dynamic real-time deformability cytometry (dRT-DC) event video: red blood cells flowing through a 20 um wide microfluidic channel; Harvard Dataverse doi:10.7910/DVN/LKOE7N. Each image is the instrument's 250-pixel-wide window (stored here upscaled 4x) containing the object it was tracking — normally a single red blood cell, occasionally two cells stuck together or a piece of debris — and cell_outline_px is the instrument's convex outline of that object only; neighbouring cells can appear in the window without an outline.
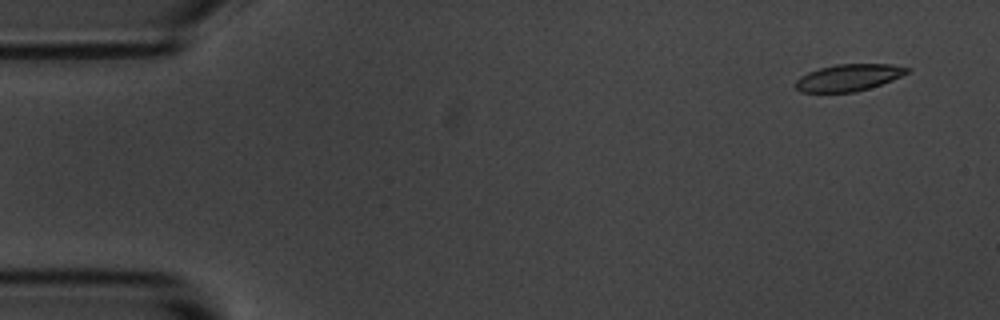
{"species": "common noctule bat (a hibernating species)", "species_latin": "Nyctalus noctula", "temperature_condition": "room temperature", "stored_images_in_passage": 2, "camera_frame_rate_fps": 3000, "um_per_image_px": 0.085, "animal": {"sex": "male", "body_mass_g": 20.1, "forearm_length_mm": 53.5}, "frame": {"image": 1, "passage_image": 2, "time_ms": 2.0, "image_size_px": [1000, 320], "cell_outline_px": [[912, 68], [908, 72], [892, 80], [868, 88], [852, 92], [800, 92], [796, 88], [796, 80], [800, 76], [808, 72], [820, 68], [836, 64], [892, 64]], "centroid_in_image_um": [72.12, 6.58], "position_along_channel_um": 12.9, "area_um2": 17.28}}